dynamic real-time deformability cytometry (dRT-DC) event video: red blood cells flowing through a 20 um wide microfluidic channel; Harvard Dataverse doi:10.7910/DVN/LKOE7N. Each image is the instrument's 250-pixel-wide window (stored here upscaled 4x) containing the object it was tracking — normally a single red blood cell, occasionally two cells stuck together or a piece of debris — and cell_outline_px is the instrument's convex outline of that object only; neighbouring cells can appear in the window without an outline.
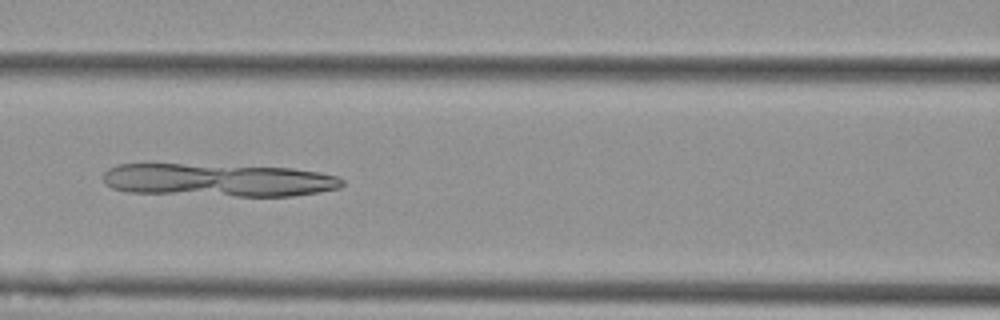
{"species": "Egyptian fruit bat (a non-hibernating species)", "species_latin": "Rousettus aegyptiacus", "temperature_condition": "cold", "stored_images_in_passage": 9, "camera_frame_rate_fps": 3000, "um_per_image_px": 0.085, "animal": {"sex": "female"}, "frame": {"image": 1, "passage_image": 7, "time_ms": 2.0, "image_size_px": [1000, 320], "cell_outline_px": [[344, 184], [340, 188], [320, 192], [292, 196], [236, 196], [128, 192], [112, 188], [104, 184], [100, 176], [108, 168], [116, 164], [180, 164], [292, 168], [320, 172], [336, 176], [344, 180]], "centroid_in_image_um": [18.52, 15.31], "position_along_channel_um": 148.1, "area_um2": 46.18}}